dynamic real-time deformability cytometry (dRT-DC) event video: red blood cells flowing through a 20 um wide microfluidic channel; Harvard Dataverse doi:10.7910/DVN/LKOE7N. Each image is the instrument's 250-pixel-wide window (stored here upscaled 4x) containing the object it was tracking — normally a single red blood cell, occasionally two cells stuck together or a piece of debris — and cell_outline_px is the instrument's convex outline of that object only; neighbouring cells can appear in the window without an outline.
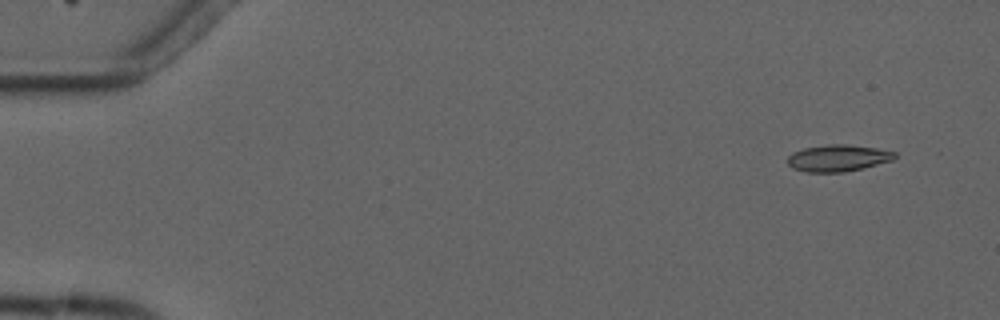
{"species": "common noctule bat (a hibernating species)", "species_latin": "Nyctalus noctula", "temperature_condition": "cold", "stored_images_in_passage": 5, "camera_frame_rate_fps": 3000, "um_per_image_px": 0.085, "animal": {"sex": "male", "forearm_length_mm": 52.5}, "frame": {"image": 1, "passage_image": 1, "time_ms": 0.0, "image_size_px": [1000, 320], "cell_outline_px": [[896, 156], [892, 160], [864, 168], [844, 172], [804, 172], [792, 168], [788, 164], [788, 156], [792, 152], [804, 148], [828, 144], [848, 144], [876, 148], [896, 152]], "centroid_in_image_um": [71.21, 13.44], "position_along_channel_um": 13.8, "area_um2": 16.76}}